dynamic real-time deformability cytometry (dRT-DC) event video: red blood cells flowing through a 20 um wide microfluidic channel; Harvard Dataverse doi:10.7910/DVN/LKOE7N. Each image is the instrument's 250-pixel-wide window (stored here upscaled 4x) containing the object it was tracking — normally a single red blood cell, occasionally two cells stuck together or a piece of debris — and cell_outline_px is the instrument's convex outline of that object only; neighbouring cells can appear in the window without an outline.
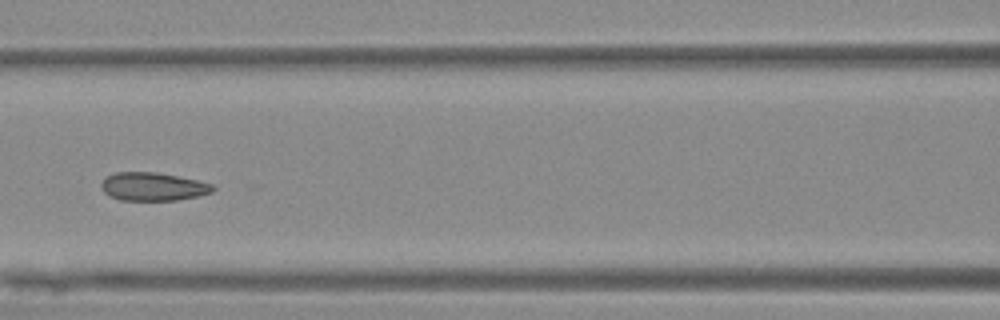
{"species": "Egyptian fruit bat (a non-hibernating species)", "species_latin": "Rousettus aegyptiacus", "temperature_condition": "warm", "stored_images_in_passage": 7, "camera_frame_rate_fps": 3000, "um_per_image_px": 0.085, "animal": {"sex": "female"}, "frame": {"image": 1, "passage_image": 6, "time_ms": 6.333, "image_size_px": [1000, 320], "cell_outline_px": [[216, 188], [212, 192], [196, 196], [176, 200], [120, 200], [104, 192], [100, 188], [100, 184], [104, 176], [116, 172], [156, 172], [196, 180], [212, 184]], "centroid_in_image_um": [12.96, 15.85], "position_along_channel_um": 153.6, "area_um2": 18.32}}
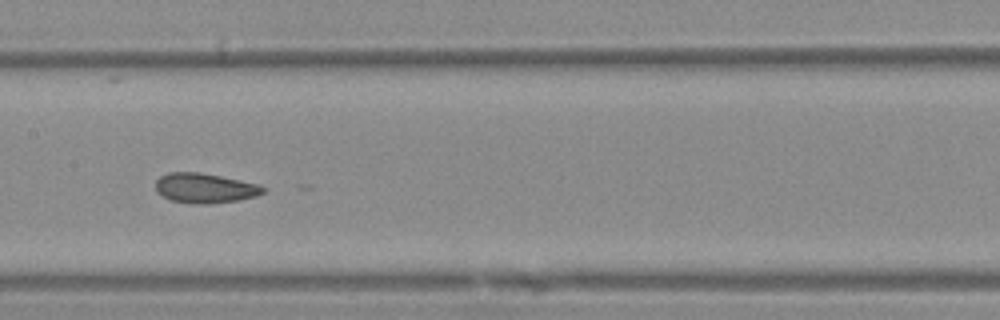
{"frame": {"image": 2, "passage_image": 7, "time_ms": 7.333, "image_size_px": [1000, 320], "cell_outline_px": [[264, 192], [256, 196], [236, 200], [212, 204], [196, 204], [172, 200], [156, 192], [156, 180], [160, 176], [168, 172], [200, 172], [260, 184], [264, 188]], "centroid_in_image_um": [17.4, 15.98], "position_along_channel_um": 190.0, "area_um2": 18.61}}